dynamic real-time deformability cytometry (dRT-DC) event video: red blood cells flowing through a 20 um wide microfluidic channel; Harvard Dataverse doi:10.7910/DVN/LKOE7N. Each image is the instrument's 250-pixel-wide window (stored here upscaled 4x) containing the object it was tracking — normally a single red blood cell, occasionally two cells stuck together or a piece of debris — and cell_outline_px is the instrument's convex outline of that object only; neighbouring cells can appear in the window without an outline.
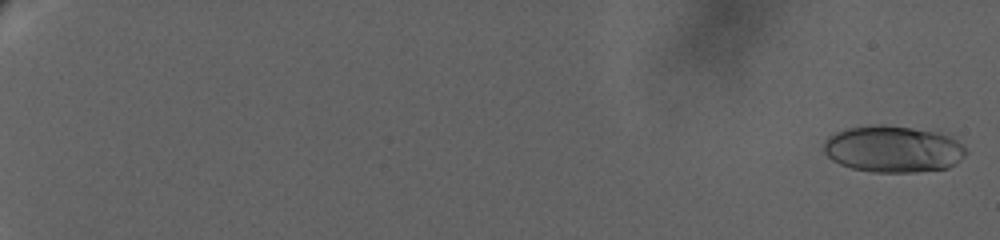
{"species": "human", "species_latin": "Homo sapiens", "temperature_condition": "warm", "stored_images_in_passage": 26, "camera_frame_rate_fps": 3000, "um_per_image_px": 0.085, "donor": {"sex": "female"}, "frame": {"image": 1, "passage_image": 1, "time_ms": 0.0, "image_size_px": [1000, 240], "cell_outline_px": [[968, 152], [956, 164], [948, 168], [916, 172], [872, 172], [852, 168], [840, 164], [832, 160], [824, 152], [824, 140], [828, 136], [836, 132], [848, 128], [872, 124], [884, 124], [940, 128], [952, 136]], "centroid_in_image_um": [75.98, 12.62], "position_along_channel_um": 9.0, "area_um2": 39.94}}
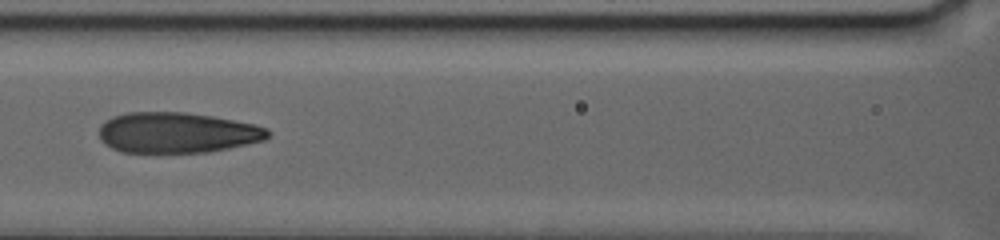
{"frame": {"image": 2, "passage_image": 23, "time_ms": 14.0, "image_size_px": [1000, 240], "cell_outline_px": [[272, 132], [264, 140], [248, 144], [208, 152], [124, 152], [112, 148], [104, 144], [100, 140], [100, 124], [104, 120], [112, 116], [128, 112], [184, 112], [212, 116], [256, 124], [268, 128]], "centroid_in_image_um": [15.05, 11.27], "position_along_channel_um": 151.5, "area_um2": 40.11}}
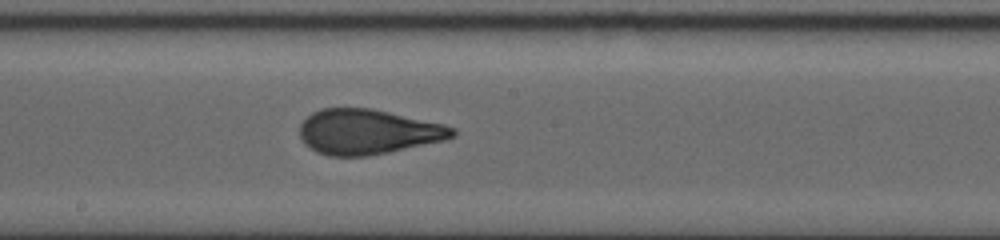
{"frame": {"image": 3, "passage_image": 26, "time_ms": 16.333, "image_size_px": [1000, 240], "cell_outline_px": [[456, 136], [444, 140], [388, 152], [368, 156], [328, 156], [316, 152], [304, 144], [300, 136], [300, 124], [312, 112], [320, 108], [372, 108], [444, 124], [456, 128]], "centroid_in_image_um": [31.25, 11.2], "position_along_channel_um": 216.9, "area_um2": 40.17}}